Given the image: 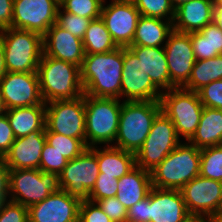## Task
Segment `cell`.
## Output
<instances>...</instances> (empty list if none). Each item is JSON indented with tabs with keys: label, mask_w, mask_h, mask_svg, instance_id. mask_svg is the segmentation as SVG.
<instances>
[{
	"label": "cell",
	"mask_w": 222,
	"mask_h": 222,
	"mask_svg": "<svg viewBox=\"0 0 222 222\" xmlns=\"http://www.w3.org/2000/svg\"><path fill=\"white\" fill-rule=\"evenodd\" d=\"M80 72L85 95L120 98L123 47L107 53L85 55Z\"/></svg>",
	"instance_id": "6da1fadb"
},
{
	"label": "cell",
	"mask_w": 222,
	"mask_h": 222,
	"mask_svg": "<svg viewBox=\"0 0 222 222\" xmlns=\"http://www.w3.org/2000/svg\"><path fill=\"white\" fill-rule=\"evenodd\" d=\"M37 75L44 103L72 100L84 95L80 67L72 63L42 55Z\"/></svg>",
	"instance_id": "7a4b0ae2"
},
{
	"label": "cell",
	"mask_w": 222,
	"mask_h": 222,
	"mask_svg": "<svg viewBox=\"0 0 222 222\" xmlns=\"http://www.w3.org/2000/svg\"><path fill=\"white\" fill-rule=\"evenodd\" d=\"M160 112V101L124 100L115 139L117 146L114 147L136 154L145 142L153 121Z\"/></svg>",
	"instance_id": "3957f363"
},
{
	"label": "cell",
	"mask_w": 222,
	"mask_h": 222,
	"mask_svg": "<svg viewBox=\"0 0 222 222\" xmlns=\"http://www.w3.org/2000/svg\"><path fill=\"white\" fill-rule=\"evenodd\" d=\"M200 149L179 144L151 171L152 187L180 190L200 173Z\"/></svg>",
	"instance_id": "277c9868"
},
{
	"label": "cell",
	"mask_w": 222,
	"mask_h": 222,
	"mask_svg": "<svg viewBox=\"0 0 222 222\" xmlns=\"http://www.w3.org/2000/svg\"><path fill=\"white\" fill-rule=\"evenodd\" d=\"M2 36L7 71L37 73L43 55V36L11 27L3 29Z\"/></svg>",
	"instance_id": "5b68a950"
},
{
	"label": "cell",
	"mask_w": 222,
	"mask_h": 222,
	"mask_svg": "<svg viewBox=\"0 0 222 222\" xmlns=\"http://www.w3.org/2000/svg\"><path fill=\"white\" fill-rule=\"evenodd\" d=\"M86 146L115 141L122 108L119 99L99 98L84 94ZM87 139L91 142L88 143Z\"/></svg>",
	"instance_id": "8992f818"
},
{
	"label": "cell",
	"mask_w": 222,
	"mask_h": 222,
	"mask_svg": "<svg viewBox=\"0 0 222 222\" xmlns=\"http://www.w3.org/2000/svg\"><path fill=\"white\" fill-rule=\"evenodd\" d=\"M161 111L171 119L177 135L189 141L199 125L203 104L198 92L181 88H171L162 92L160 97Z\"/></svg>",
	"instance_id": "52a82bcc"
},
{
	"label": "cell",
	"mask_w": 222,
	"mask_h": 222,
	"mask_svg": "<svg viewBox=\"0 0 222 222\" xmlns=\"http://www.w3.org/2000/svg\"><path fill=\"white\" fill-rule=\"evenodd\" d=\"M60 189L59 175L56 173L39 169L9 170L8 192L13 193L10 200L27 208Z\"/></svg>",
	"instance_id": "ba28073f"
},
{
	"label": "cell",
	"mask_w": 222,
	"mask_h": 222,
	"mask_svg": "<svg viewBox=\"0 0 222 222\" xmlns=\"http://www.w3.org/2000/svg\"><path fill=\"white\" fill-rule=\"evenodd\" d=\"M179 142L174 124L161 111L154 119L145 142L135 154L136 166L151 172Z\"/></svg>",
	"instance_id": "9c48e42d"
},
{
	"label": "cell",
	"mask_w": 222,
	"mask_h": 222,
	"mask_svg": "<svg viewBox=\"0 0 222 222\" xmlns=\"http://www.w3.org/2000/svg\"><path fill=\"white\" fill-rule=\"evenodd\" d=\"M99 173L96 149L87 148L76 158L68 160L59 174L60 188L80 202L87 201Z\"/></svg>",
	"instance_id": "30bf717a"
},
{
	"label": "cell",
	"mask_w": 222,
	"mask_h": 222,
	"mask_svg": "<svg viewBox=\"0 0 222 222\" xmlns=\"http://www.w3.org/2000/svg\"><path fill=\"white\" fill-rule=\"evenodd\" d=\"M46 105L45 132L81 139L86 144L84 95L72 100H55Z\"/></svg>",
	"instance_id": "8fae6325"
},
{
	"label": "cell",
	"mask_w": 222,
	"mask_h": 222,
	"mask_svg": "<svg viewBox=\"0 0 222 222\" xmlns=\"http://www.w3.org/2000/svg\"><path fill=\"white\" fill-rule=\"evenodd\" d=\"M59 0H14L11 28L44 36L56 23Z\"/></svg>",
	"instance_id": "7c38bea8"
},
{
	"label": "cell",
	"mask_w": 222,
	"mask_h": 222,
	"mask_svg": "<svg viewBox=\"0 0 222 222\" xmlns=\"http://www.w3.org/2000/svg\"><path fill=\"white\" fill-rule=\"evenodd\" d=\"M180 191L190 215L205 218L222 213V182L199 175Z\"/></svg>",
	"instance_id": "4fadbf2b"
},
{
	"label": "cell",
	"mask_w": 222,
	"mask_h": 222,
	"mask_svg": "<svg viewBox=\"0 0 222 222\" xmlns=\"http://www.w3.org/2000/svg\"><path fill=\"white\" fill-rule=\"evenodd\" d=\"M164 50L170 73L171 88L184 87L196 61L190 33L173 29L168 35Z\"/></svg>",
	"instance_id": "5bb4252c"
},
{
	"label": "cell",
	"mask_w": 222,
	"mask_h": 222,
	"mask_svg": "<svg viewBox=\"0 0 222 222\" xmlns=\"http://www.w3.org/2000/svg\"><path fill=\"white\" fill-rule=\"evenodd\" d=\"M112 2L107 7L102 5L100 17L116 45L128 47L132 44L140 12L132 0Z\"/></svg>",
	"instance_id": "9a60e30c"
},
{
	"label": "cell",
	"mask_w": 222,
	"mask_h": 222,
	"mask_svg": "<svg viewBox=\"0 0 222 222\" xmlns=\"http://www.w3.org/2000/svg\"><path fill=\"white\" fill-rule=\"evenodd\" d=\"M157 91L141 61L128 47H123L121 96H126V101H160L162 92Z\"/></svg>",
	"instance_id": "2e32d148"
},
{
	"label": "cell",
	"mask_w": 222,
	"mask_h": 222,
	"mask_svg": "<svg viewBox=\"0 0 222 222\" xmlns=\"http://www.w3.org/2000/svg\"><path fill=\"white\" fill-rule=\"evenodd\" d=\"M0 91L6 109L42 104L37 73L7 72L0 79Z\"/></svg>",
	"instance_id": "e0dca14e"
},
{
	"label": "cell",
	"mask_w": 222,
	"mask_h": 222,
	"mask_svg": "<svg viewBox=\"0 0 222 222\" xmlns=\"http://www.w3.org/2000/svg\"><path fill=\"white\" fill-rule=\"evenodd\" d=\"M80 203L60 189L28 208L29 222H79Z\"/></svg>",
	"instance_id": "ac0fdd59"
},
{
	"label": "cell",
	"mask_w": 222,
	"mask_h": 222,
	"mask_svg": "<svg viewBox=\"0 0 222 222\" xmlns=\"http://www.w3.org/2000/svg\"><path fill=\"white\" fill-rule=\"evenodd\" d=\"M43 54L81 67L85 50L82 39L55 23L43 36Z\"/></svg>",
	"instance_id": "d6986e66"
},
{
	"label": "cell",
	"mask_w": 222,
	"mask_h": 222,
	"mask_svg": "<svg viewBox=\"0 0 222 222\" xmlns=\"http://www.w3.org/2000/svg\"><path fill=\"white\" fill-rule=\"evenodd\" d=\"M190 216L180 190L151 188L149 222H183Z\"/></svg>",
	"instance_id": "ffe728a7"
},
{
	"label": "cell",
	"mask_w": 222,
	"mask_h": 222,
	"mask_svg": "<svg viewBox=\"0 0 222 222\" xmlns=\"http://www.w3.org/2000/svg\"><path fill=\"white\" fill-rule=\"evenodd\" d=\"M45 143V131H34L25 137L16 138L9 152L4 156L9 170L39 169Z\"/></svg>",
	"instance_id": "44dd1931"
},
{
	"label": "cell",
	"mask_w": 222,
	"mask_h": 222,
	"mask_svg": "<svg viewBox=\"0 0 222 222\" xmlns=\"http://www.w3.org/2000/svg\"><path fill=\"white\" fill-rule=\"evenodd\" d=\"M214 4V0H190L182 3L175 9L173 29L184 33L200 31L213 22Z\"/></svg>",
	"instance_id": "7402d4cb"
},
{
	"label": "cell",
	"mask_w": 222,
	"mask_h": 222,
	"mask_svg": "<svg viewBox=\"0 0 222 222\" xmlns=\"http://www.w3.org/2000/svg\"><path fill=\"white\" fill-rule=\"evenodd\" d=\"M148 74L152 83L160 89H171L170 73L164 47L128 46Z\"/></svg>",
	"instance_id": "603a6c76"
},
{
	"label": "cell",
	"mask_w": 222,
	"mask_h": 222,
	"mask_svg": "<svg viewBox=\"0 0 222 222\" xmlns=\"http://www.w3.org/2000/svg\"><path fill=\"white\" fill-rule=\"evenodd\" d=\"M151 188V172L136 166L119 179L116 198L128 210L146 198Z\"/></svg>",
	"instance_id": "cb8c5ba5"
},
{
	"label": "cell",
	"mask_w": 222,
	"mask_h": 222,
	"mask_svg": "<svg viewBox=\"0 0 222 222\" xmlns=\"http://www.w3.org/2000/svg\"><path fill=\"white\" fill-rule=\"evenodd\" d=\"M15 138L25 137L34 131H45L46 103L7 109L5 113Z\"/></svg>",
	"instance_id": "d4e9b609"
},
{
	"label": "cell",
	"mask_w": 222,
	"mask_h": 222,
	"mask_svg": "<svg viewBox=\"0 0 222 222\" xmlns=\"http://www.w3.org/2000/svg\"><path fill=\"white\" fill-rule=\"evenodd\" d=\"M100 173L98 176H113L120 179L136 167L135 154L114 146L103 150L96 149Z\"/></svg>",
	"instance_id": "484cf974"
},
{
	"label": "cell",
	"mask_w": 222,
	"mask_h": 222,
	"mask_svg": "<svg viewBox=\"0 0 222 222\" xmlns=\"http://www.w3.org/2000/svg\"><path fill=\"white\" fill-rule=\"evenodd\" d=\"M188 142L200 150L222 145V110L204 107L196 132Z\"/></svg>",
	"instance_id": "4316f807"
},
{
	"label": "cell",
	"mask_w": 222,
	"mask_h": 222,
	"mask_svg": "<svg viewBox=\"0 0 222 222\" xmlns=\"http://www.w3.org/2000/svg\"><path fill=\"white\" fill-rule=\"evenodd\" d=\"M173 30V21L163 22L162 19L140 16L137 27L129 46L160 47Z\"/></svg>",
	"instance_id": "83f0119b"
},
{
	"label": "cell",
	"mask_w": 222,
	"mask_h": 222,
	"mask_svg": "<svg viewBox=\"0 0 222 222\" xmlns=\"http://www.w3.org/2000/svg\"><path fill=\"white\" fill-rule=\"evenodd\" d=\"M196 61L206 60L222 54V31L214 22L197 32L190 33Z\"/></svg>",
	"instance_id": "f1b7e54d"
},
{
	"label": "cell",
	"mask_w": 222,
	"mask_h": 222,
	"mask_svg": "<svg viewBox=\"0 0 222 222\" xmlns=\"http://www.w3.org/2000/svg\"><path fill=\"white\" fill-rule=\"evenodd\" d=\"M222 79V54L216 57L195 61L184 89L198 92L209 83Z\"/></svg>",
	"instance_id": "f546056e"
},
{
	"label": "cell",
	"mask_w": 222,
	"mask_h": 222,
	"mask_svg": "<svg viewBox=\"0 0 222 222\" xmlns=\"http://www.w3.org/2000/svg\"><path fill=\"white\" fill-rule=\"evenodd\" d=\"M82 41L85 55L107 53L118 47L101 17L90 22Z\"/></svg>",
	"instance_id": "4dcf8cb0"
},
{
	"label": "cell",
	"mask_w": 222,
	"mask_h": 222,
	"mask_svg": "<svg viewBox=\"0 0 222 222\" xmlns=\"http://www.w3.org/2000/svg\"><path fill=\"white\" fill-rule=\"evenodd\" d=\"M199 175L222 182V145L200 150Z\"/></svg>",
	"instance_id": "1f68e13d"
},
{
	"label": "cell",
	"mask_w": 222,
	"mask_h": 222,
	"mask_svg": "<svg viewBox=\"0 0 222 222\" xmlns=\"http://www.w3.org/2000/svg\"><path fill=\"white\" fill-rule=\"evenodd\" d=\"M46 143L61 153L67 160H72L87 149L81 139L67 137L54 132H45Z\"/></svg>",
	"instance_id": "d6a6232c"
},
{
	"label": "cell",
	"mask_w": 222,
	"mask_h": 222,
	"mask_svg": "<svg viewBox=\"0 0 222 222\" xmlns=\"http://www.w3.org/2000/svg\"><path fill=\"white\" fill-rule=\"evenodd\" d=\"M65 12L88 19H97L101 15L104 0H59Z\"/></svg>",
	"instance_id": "836d02e7"
},
{
	"label": "cell",
	"mask_w": 222,
	"mask_h": 222,
	"mask_svg": "<svg viewBox=\"0 0 222 222\" xmlns=\"http://www.w3.org/2000/svg\"><path fill=\"white\" fill-rule=\"evenodd\" d=\"M136 9L140 12L141 16L153 17L163 19L170 14L167 18L173 21L175 16V8L170 3V0H132Z\"/></svg>",
	"instance_id": "e575fe53"
},
{
	"label": "cell",
	"mask_w": 222,
	"mask_h": 222,
	"mask_svg": "<svg viewBox=\"0 0 222 222\" xmlns=\"http://www.w3.org/2000/svg\"><path fill=\"white\" fill-rule=\"evenodd\" d=\"M59 6L56 17V24L70 32L73 36L83 39L85 32L93 19L77 16L63 11L60 12Z\"/></svg>",
	"instance_id": "d590c367"
},
{
	"label": "cell",
	"mask_w": 222,
	"mask_h": 222,
	"mask_svg": "<svg viewBox=\"0 0 222 222\" xmlns=\"http://www.w3.org/2000/svg\"><path fill=\"white\" fill-rule=\"evenodd\" d=\"M67 163L68 160L62 156L61 153L47 143L44 144L41 152L39 170L59 175Z\"/></svg>",
	"instance_id": "8d00e7d4"
},
{
	"label": "cell",
	"mask_w": 222,
	"mask_h": 222,
	"mask_svg": "<svg viewBox=\"0 0 222 222\" xmlns=\"http://www.w3.org/2000/svg\"><path fill=\"white\" fill-rule=\"evenodd\" d=\"M119 179L113 176H98L94 187L89 193V200L97 202L98 200L116 197Z\"/></svg>",
	"instance_id": "74e56055"
},
{
	"label": "cell",
	"mask_w": 222,
	"mask_h": 222,
	"mask_svg": "<svg viewBox=\"0 0 222 222\" xmlns=\"http://www.w3.org/2000/svg\"><path fill=\"white\" fill-rule=\"evenodd\" d=\"M198 95L204 107L222 110V79L204 86Z\"/></svg>",
	"instance_id": "f35d334b"
},
{
	"label": "cell",
	"mask_w": 222,
	"mask_h": 222,
	"mask_svg": "<svg viewBox=\"0 0 222 222\" xmlns=\"http://www.w3.org/2000/svg\"><path fill=\"white\" fill-rule=\"evenodd\" d=\"M0 203V222H29L28 208L9 200Z\"/></svg>",
	"instance_id": "ab89813d"
},
{
	"label": "cell",
	"mask_w": 222,
	"mask_h": 222,
	"mask_svg": "<svg viewBox=\"0 0 222 222\" xmlns=\"http://www.w3.org/2000/svg\"><path fill=\"white\" fill-rule=\"evenodd\" d=\"M79 222H112V220L104 213L98 203L87 200L80 203Z\"/></svg>",
	"instance_id": "60d3db41"
},
{
	"label": "cell",
	"mask_w": 222,
	"mask_h": 222,
	"mask_svg": "<svg viewBox=\"0 0 222 222\" xmlns=\"http://www.w3.org/2000/svg\"><path fill=\"white\" fill-rule=\"evenodd\" d=\"M96 203H98L112 222H127L128 210L116 197L101 199Z\"/></svg>",
	"instance_id": "b9f144b4"
},
{
	"label": "cell",
	"mask_w": 222,
	"mask_h": 222,
	"mask_svg": "<svg viewBox=\"0 0 222 222\" xmlns=\"http://www.w3.org/2000/svg\"><path fill=\"white\" fill-rule=\"evenodd\" d=\"M15 139L7 115H0V158L9 152Z\"/></svg>",
	"instance_id": "7bdbcfd3"
},
{
	"label": "cell",
	"mask_w": 222,
	"mask_h": 222,
	"mask_svg": "<svg viewBox=\"0 0 222 222\" xmlns=\"http://www.w3.org/2000/svg\"><path fill=\"white\" fill-rule=\"evenodd\" d=\"M150 191L146 198L128 209L127 222H149Z\"/></svg>",
	"instance_id": "ee69618b"
},
{
	"label": "cell",
	"mask_w": 222,
	"mask_h": 222,
	"mask_svg": "<svg viewBox=\"0 0 222 222\" xmlns=\"http://www.w3.org/2000/svg\"><path fill=\"white\" fill-rule=\"evenodd\" d=\"M14 0H0V30L10 28Z\"/></svg>",
	"instance_id": "f6af8a7d"
},
{
	"label": "cell",
	"mask_w": 222,
	"mask_h": 222,
	"mask_svg": "<svg viewBox=\"0 0 222 222\" xmlns=\"http://www.w3.org/2000/svg\"><path fill=\"white\" fill-rule=\"evenodd\" d=\"M9 185V168L4 158H0V203L7 199Z\"/></svg>",
	"instance_id": "bcb514c9"
},
{
	"label": "cell",
	"mask_w": 222,
	"mask_h": 222,
	"mask_svg": "<svg viewBox=\"0 0 222 222\" xmlns=\"http://www.w3.org/2000/svg\"><path fill=\"white\" fill-rule=\"evenodd\" d=\"M4 55V41L2 36V30H0V79L7 73Z\"/></svg>",
	"instance_id": "7dc6e473"
},
{
	"label": "cell",
	"mask_w": 222,
	"mask_h": 222,
	"mask_svg": "<svg viewBox=\"0 0 222 222\" xmlns=\"http://www.w3.org/2000/svg\"><path fill=\"white\" fill-rule=\"evenodd\" d=\"M213 22L222 31V6H214Z\"/></svg>",
	"instance_id": "c3c4849f"
},
{
	"label": "cell",
	"mask_w": 222,
	"mask_h": 222,
	"mask_svg": "<svg viewBox=\"0 0 222 222\" xmlns=\"http://www.w3.org/2000/svg\"><path fill=\"white\" fill-rule=\"evenodd\" d=\"M183 222H206V219L204 217H200V216H190L188 217L186 220H184Z\"/></svg>",
	"instance_id": "681fc988"
},
{
	"label": "cell",
	"mask_w": 222,
	"mask_h": 222,
	"mask_svg": "<svg viewBox=\"0 0 222 222\" xmlns=\"http://www.w3.org/2000/svg\"><path fill=\"white\" fill-rule=\"evenodd\" d=\"M206 222H222V213L206 218Z\"/></svg>",
	"instance_id": "f907efd6"
},
{
	"label": "cell",
	"mask_w": 222,
	"mask_h": 222,
	"mask_svg": "<svg viewBox=\"0 0 222 222\" xmlns=\"http://www.w3.org/2000/svg\"><path fill=\"white\" fill-rule=\"evenodd\" d=\"M188 1H190V0H170V3L176 9L179 5H181L184 2H188Z\"/></svg>",
	"instance_id": "816d5d0a"
},
{
	"label": "cell",
	"mask_w": 222,
	"mask_h": 222,
	"mask_svg": "<svg viewBox=\"0 0 222 222\" xmlns=\"http://www.w3.org/2000/svg\"><path fill=\"white\" fill-rule=\"evenodd\" d=\"M6 107L4 105V102H3V98L1 96V91H0V115H3V113L5 114L6 113Z\"/></svg>",
	"instance_id": "f5cc1de1"
},
{
	"label": "cell",
	"mask_w": 222,
	"mask_h": 222,
	"mask_svg": "<svg viewBox=\"0 0 222 222\" xmlns=\"http://www.w3.org/2000/svg\"><path fill=\"white\" fill-rule=\"evenodd\" d=\"M215 4L214 6H222V0H214Z\"/></svg>",
	"instance_id": "db71d44e"
}]
</instances>
